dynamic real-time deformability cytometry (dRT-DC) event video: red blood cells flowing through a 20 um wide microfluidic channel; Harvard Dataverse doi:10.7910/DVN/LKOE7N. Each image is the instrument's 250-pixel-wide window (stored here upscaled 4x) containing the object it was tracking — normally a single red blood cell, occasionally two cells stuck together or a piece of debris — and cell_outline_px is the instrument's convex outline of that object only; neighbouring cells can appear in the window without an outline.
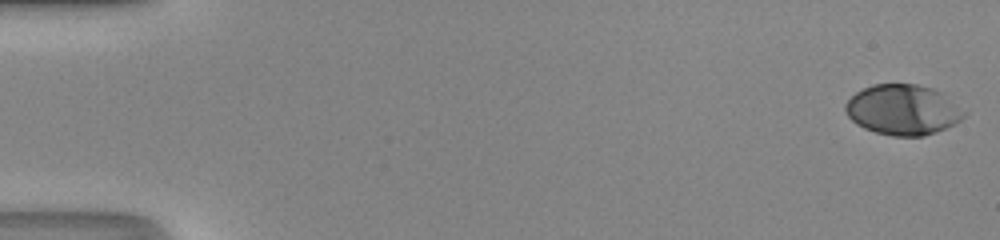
{"species": "human", "species_latin": "Homo sapiens", "temperature_condition": "room temperature", "stored_images_in_passage": 51, "camera_frame_rate_fps": 3000, "um_per_image_px": 0.085, "donor": {"sex": "male"}, "frame": {"image": 1, "passage_image": 1, "time_ms": 0.0, "image_size_px": [1000, 240], "cell_outline_px": [[964, 116], [960, 120], [936, 132], [924, 136], [892, 136], [876, 132], [864, 128], [856, 124], [848, 116], [844, 108], [844, 104], [856, 92], [872, 84], [916, 84], [932, 88], [944, 92], [964, 112]], "centroid_in_image_um": [76.72, 9.32], "position_along_channel_um": 8.3, "area_um2": 34.68}}
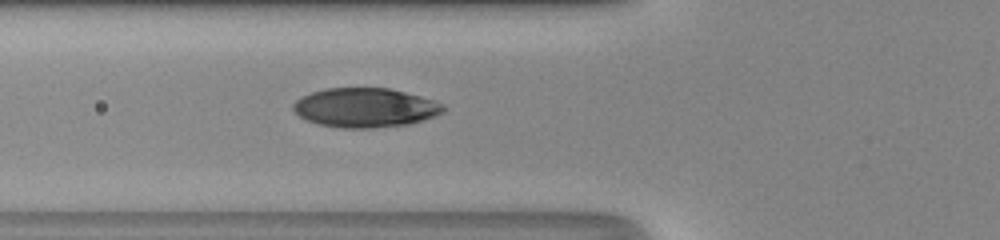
{"frame": {"image": 2, "passage_image": 20, "time_ms": 6.333, "image_size_px": [1000, 240], "cell_outline_px": [[444, 112], [436, 116], [408, 124], [372, 128], [340, 128], [316, 124], [300, 116], [292, 108], [292, 104], [296, 100], [312, 92], [324, 88], [388, 88], [420, 96], [444, 104]], "centroid_in_image_um": [31.03, 9.16], "position_along_channel_um": 94.8, "area_um2": 34.28}}
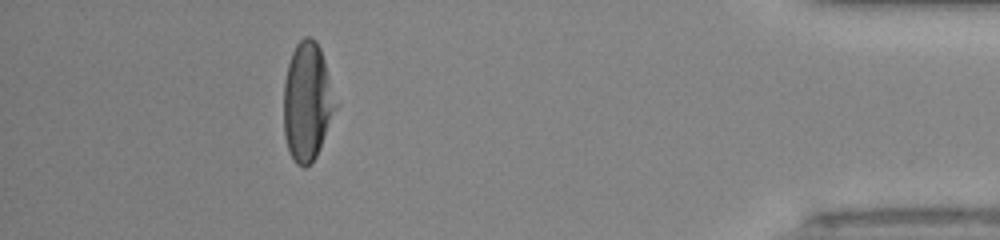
{"frame": {"image": 3, "passage_image": 46, "time_ms": 15.0, "image_size_px": [1000, 240], "cell_outline_px": [[332, 108], [316, 156], [304, 168], [296, 164], [288, 152], [284, 136], [284, 80], [288, 64], [292, 52], [296, 44], [304, 36], [312, 36], [316, 40], [320, 48], [324, 60], [328, 80]], "centroid_in_image_um": [26.0, 8.61], "position_along_channel_um": 409.2, "area_um2": 33.99}, "authors_computed_cell_mechanics": {"area_um2": 34.68, "velocity_mm_per_s": 4.2233, "shape_relaxation_time_tau1_ms": 3.9578, "shape_relaxation_time_tau2_ms": null, "deformation_change_tau1": 0.2105, "deformation_change_tau2": null}}